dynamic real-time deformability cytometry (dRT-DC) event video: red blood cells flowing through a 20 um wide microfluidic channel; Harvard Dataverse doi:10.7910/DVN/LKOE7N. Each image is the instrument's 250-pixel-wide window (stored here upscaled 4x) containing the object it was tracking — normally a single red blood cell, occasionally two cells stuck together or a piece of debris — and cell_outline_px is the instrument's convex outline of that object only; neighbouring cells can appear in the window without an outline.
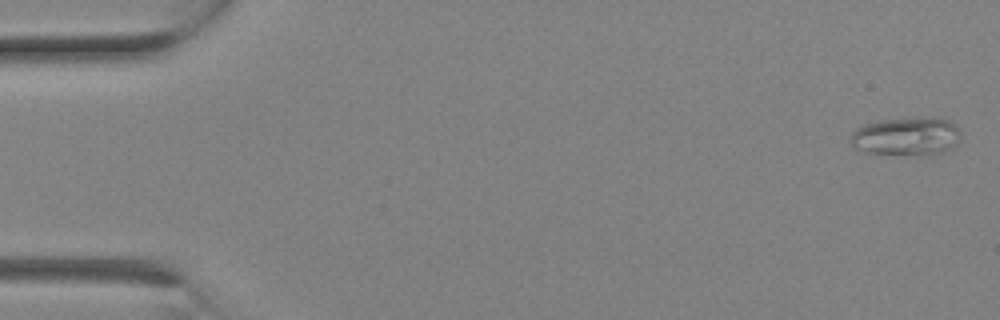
{"species": "Egyptian fruit bat (a non-hibernating species)", "species_latin": "Rousettus aegyptiacus", "temperature_condition": "room temperature", "stored_images_in_passage": 25, "camera_frame_rate_fps": 3000, "um_per_image_px": 0.085, "animal": {"sex": "female"}, "frame": {"image": 1, "passage_image": 1, "time_ms": 0.0, "image_size_px": [1000, 320], "cell_outline_px": [[960, 136], [956, 144], [944, 152], [928, 156], [868, 152], [852, 148], [848, 140], [852, 132], [856, 128], [864, 124], [880, 120], [948, 120], [956, 124], [960, 128]], "centroid_in_image_um": [77.0, 11.64], "position_along_channel_um": 8.0, "area_um2": 24.22}}
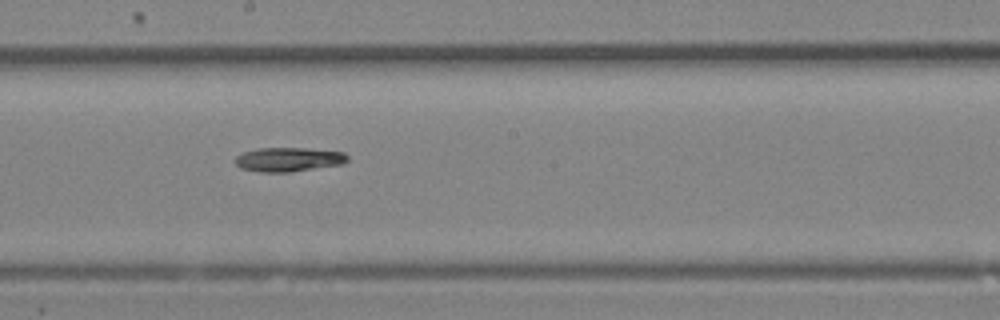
{"frame": {"image": 2, "passage_image": 14, "time_ms": 4.333, "image_size_px": [1000, 320], "cell_outline_px": [[348, 160], [344, 164], [288, 172], [260, 172], [240, 168], [236, 164], [236, 156], [244, 152], [256, 148], [308, 148], [344, 152], [348, 156]], "centroid_in_image_um": [24.54, 13.55], "position_along_channel_um": 223.7, "area_um2": 15.84}}
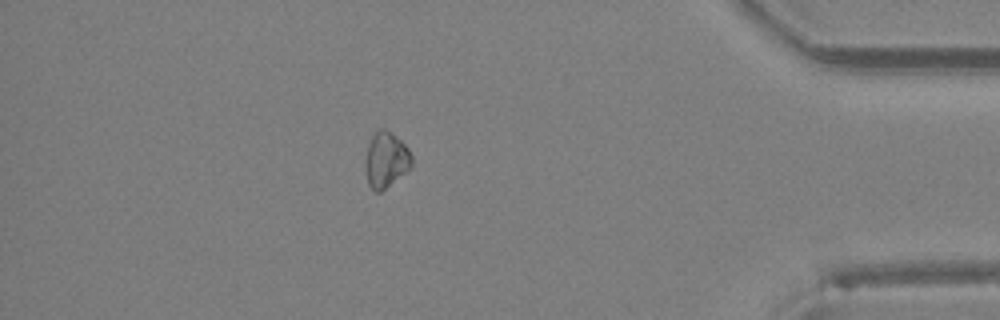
{"frame": {"image": 3, "passage_image": 22, "time_ms": 7.0, "image_size_px": [1000, 320], "cell_outline_px": [[412, 168], [380, 192], [376, 192], [368, 184], [364, 164], [364, 156], [368, 144], [376, 128], [384, 128], [392, 132], [408, 148], [412, 156]], "centroid_in_image_um": [32.79, 13.56], "position_along_channel_um": 402.4, "area_um2": 15.37}}